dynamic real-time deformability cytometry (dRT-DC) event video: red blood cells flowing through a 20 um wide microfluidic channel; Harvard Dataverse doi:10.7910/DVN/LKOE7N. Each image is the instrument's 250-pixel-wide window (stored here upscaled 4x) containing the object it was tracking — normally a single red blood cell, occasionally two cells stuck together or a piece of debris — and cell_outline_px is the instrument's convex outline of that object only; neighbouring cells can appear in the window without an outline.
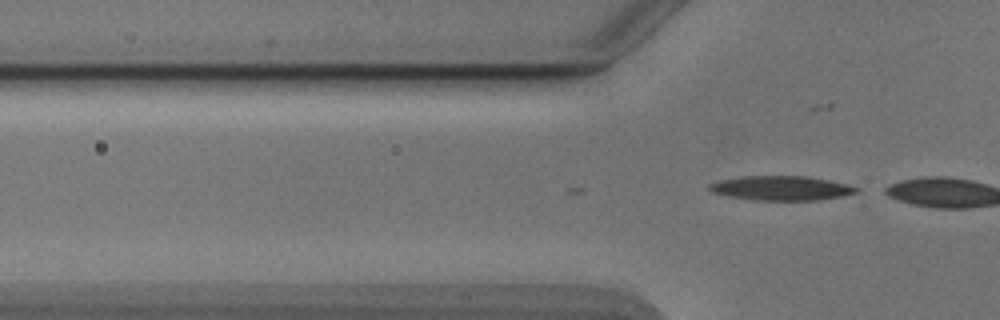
{"species": "Egyptian fruit bat (a non-hibernating species)", "species_latin": "Rousettus aegyptiacus", "temperature_condition": "cold", "stored_images_in_passage": 13, "camera_frame_rate_fps": 3000, "um_per_image_px": 0.085, "animal": {"sex": "male"}, "frame": {"image": 1, "passage_image": 13, "time_ms": 4.0, "image_size_px": [1000, 320], "cell_outline_px": [[860, 192], [844, 196], [816, 200], [752, 200], [728, 196], [712, 192], [708, 188], [708, 184], [720, 180], [744, 176], [808, 176], [848, 184], [860, 188]], "centroid_in_image_um": [66.44, 15.99], "position_along_channel_um": 59.4, "area_um2": 21.04}}